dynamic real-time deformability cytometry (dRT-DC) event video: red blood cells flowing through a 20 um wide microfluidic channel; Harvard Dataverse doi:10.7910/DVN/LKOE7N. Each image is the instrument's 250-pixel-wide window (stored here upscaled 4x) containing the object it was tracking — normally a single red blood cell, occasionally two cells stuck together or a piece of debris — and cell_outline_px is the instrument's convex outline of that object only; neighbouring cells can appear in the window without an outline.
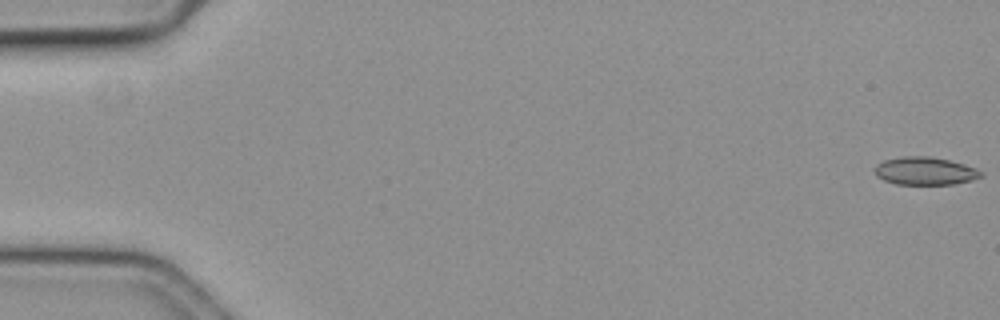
{"species": "common noctule bat (a hibernating species)", "species_latin": "Nyctalus noctula", "temperature_condition": "cold", "stored_images_in_passage": 58, "camera_frame_rate_fps": 3000, "um_per_image_px": 0.085, "animal": {"sex": "female", "body_mass_g": 19.3, "forearm_length_mm": 54.1}, "frame": {"image": 1, "passage_image": 1, "time_ms": 0.0, "image_size_px": [1000, 320], "cell_outline_px": [[980, 176], [972, 180], [952, 184], [896, 184], [884, 180], [876, 176], [876, 164], [884, 160], [900, 156], [928, 156], [948, 160], [964, 164], [976, 168], [980, 172]], "centroid_in_image_um": [78.59, 14.53], "position_along_channel_um": 6.4, "area_um2": 17.05}}
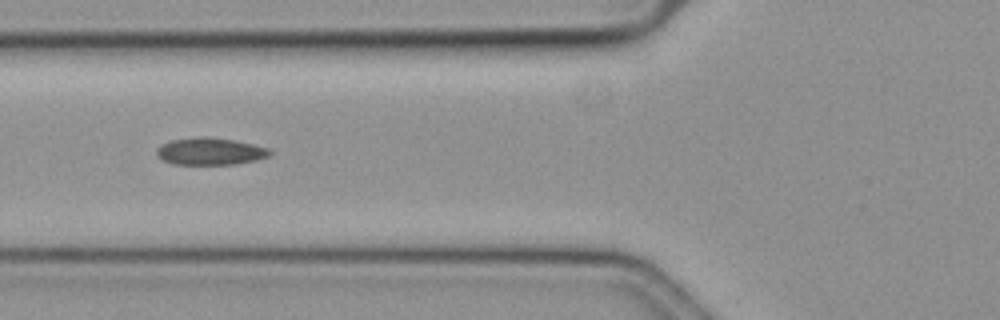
{"frame": {"image": 2, "passage_image": 23, "time_ms": 7.333, "image_size_px": [1000, 320], "cell_outline_px": [[272, 152], [268, 156], [256, 160], [236, 164], [172, 164], [160, 160], [156, 156], [156, 148], [160, 144], [172, 140], [200, 136], [208, 136], [236, 140], [268, 148]], "centroid_in_image_um": [17.81, 12.86], "position_along_channel_um": 108.0, "area_um2": 18.15}}
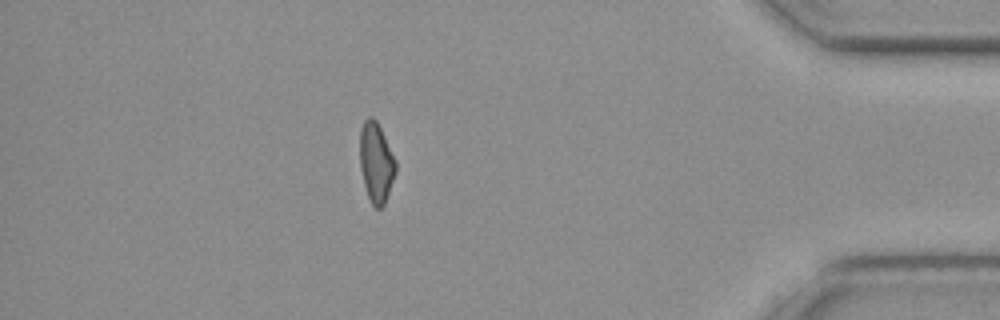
{"frame": {"image": 3, "passage_image": 51, "time_ms": 16.667, "image_size_px": [1000, 320], "cell_outline_px": [[396, 172], [384, 204], [380, 208], [376, 208], [372, 204], [368, 196], [364, 184], [360, 168], [360, 128], [364, 120], [368, 116], [372, 116], [376, 120], [396, 160]], "centroid_in_image_um": [31.96, 13.79], "position_along_channel_um": 403.2, "area_um2": 16.59}, "authors_computed_cell_mechanics": {"area_um2": 17.4556, "velocity_mm_per_s": 3.6483, "shape_relaxation_time_tau1_ms": null, "shape_relaxation_time_tau2_ms": 3.5242, "deformation_change_tau1": null, "deformation_change_tau2": 0.0858}}